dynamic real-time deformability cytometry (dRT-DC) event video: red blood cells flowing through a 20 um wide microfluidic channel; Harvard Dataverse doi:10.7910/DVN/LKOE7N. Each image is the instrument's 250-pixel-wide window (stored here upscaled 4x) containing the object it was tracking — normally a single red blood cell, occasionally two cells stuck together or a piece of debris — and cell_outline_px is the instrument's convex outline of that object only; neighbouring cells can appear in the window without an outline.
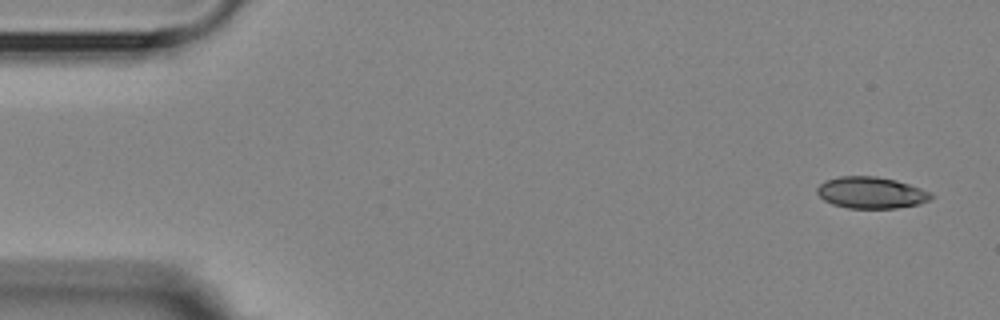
{"species": "Egyptian fruit bat (a non-hibernating species)", "species_latin": "Rousettus aegyptiacus", "temperature_condition": "room temperature", "stored_images_in_passage": 5, "camera_frame_rate_fps": 3000, "um_per_image_px": 0.085, "animal": {"sex": "female"}, "frame": {"image": 1, "passage_image": 1, "time_ms": 0.0, "image_size_px": [1000, 320], "cell_outline_px": [[936, 196], [920, 204], [896, 208], [848, 208], [832, 204], [824, 200], [816, 192], [816, 188], [824, 180], [840, 176], [876, 176], [896, 180], [932, 192]], "centroid_in_image_um": [74.05, 16.37], "position_along_channel_um": 11.0, "area_um2": 21.1}}
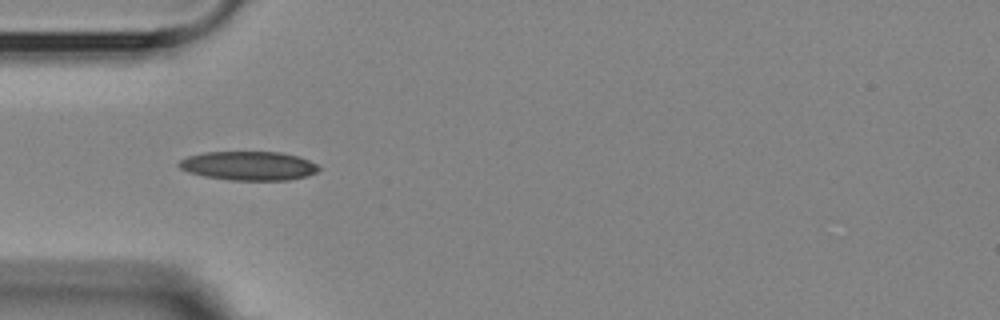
{"frame": {"image": 2, "passage_image": 5, "time_ms": 4.667, "image_size_px": [1000, 320], "cell_outline_px": [[320, 168], [316, 172], [308, 176], [288, 180], [228, 180], [204, 176], [188, 172], [180, 168], [176, 164], [180, 160], [188, 156], [204, 152], [280, 152], [300, 156], [316, 164]], "centroid_in_image_um": [21.13, 14.09], "position_along_channel_um": 63.9, "area_um2": 23.7}}